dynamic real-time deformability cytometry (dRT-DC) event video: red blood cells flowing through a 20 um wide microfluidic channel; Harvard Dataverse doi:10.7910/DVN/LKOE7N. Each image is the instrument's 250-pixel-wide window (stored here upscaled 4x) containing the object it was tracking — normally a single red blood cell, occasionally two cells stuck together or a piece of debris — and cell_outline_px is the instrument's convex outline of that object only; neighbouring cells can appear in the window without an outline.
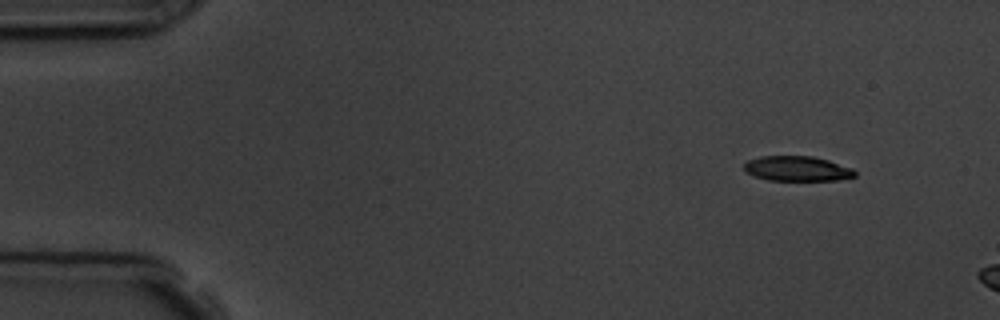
{"species": "common noctule bat (a hibernating species)", "species_latin": "Nyctalus noctula", "temperature_condition": "room temperature", "stored_images_in_passage": 3, "camera_frame_rate_fps": 3000, "um_per_image_px": 0.085, "animal": {"sex": "male", "body_mass_g": 19.5, "forearm_length_mm": 54.6}, "frame": {"image": 1, "passage_image": 1, "time_ms": 0.0, "image_size_px": [1000, 320], "cell_outline_px": [[856, 176], [836, 180], [768, 180], [756, 176], [748, 172], [744, 168], [744, 164], [748, 160], [760, 156], [812, 156], [828, 160], [852, 168], [856, 172]], "centroid_in_image_um": [67.77, 14.33], "position_along_channel_um": 17.2, "area_um2": 15.95}}